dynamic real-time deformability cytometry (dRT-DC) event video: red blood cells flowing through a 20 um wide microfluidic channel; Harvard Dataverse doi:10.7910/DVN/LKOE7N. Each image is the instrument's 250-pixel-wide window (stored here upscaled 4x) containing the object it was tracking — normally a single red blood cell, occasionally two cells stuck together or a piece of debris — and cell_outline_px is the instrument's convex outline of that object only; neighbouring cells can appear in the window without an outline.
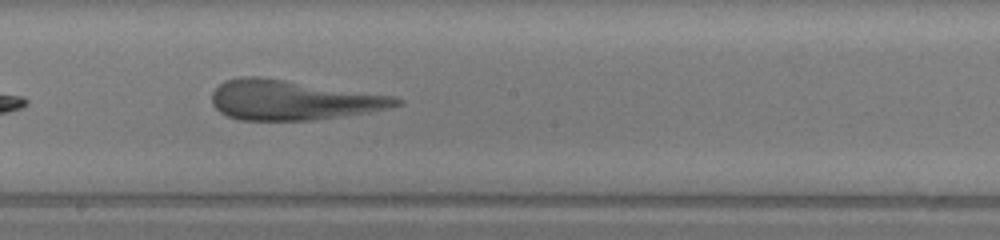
{"species": "human", "species_latin": "Homo sapiens", "temperature_condition": "warm", "stored_images_in_passage": 27, "camera_frame_rate_fps": 3000, "um_per_image_px": 0.085, "donor": {"sex": "female"}, "frame": {"image": 1, "passage_image": 12, "time_ms": 3.667, "image_size_px": [1000, 240], "cell_outline_px": [[404, 104], [388, 108], [368, 112], [312, 120], [240, 120], [228, 116], [220, 112], [212, 104], [212, 92], [224, 80], [240, 76], [260, 76], [396, 96], [404, 100]], "centroid_in_image_um": [24.9, 8.49], "position_along_channel_um": 223.3, "area_um2": 42.95}}